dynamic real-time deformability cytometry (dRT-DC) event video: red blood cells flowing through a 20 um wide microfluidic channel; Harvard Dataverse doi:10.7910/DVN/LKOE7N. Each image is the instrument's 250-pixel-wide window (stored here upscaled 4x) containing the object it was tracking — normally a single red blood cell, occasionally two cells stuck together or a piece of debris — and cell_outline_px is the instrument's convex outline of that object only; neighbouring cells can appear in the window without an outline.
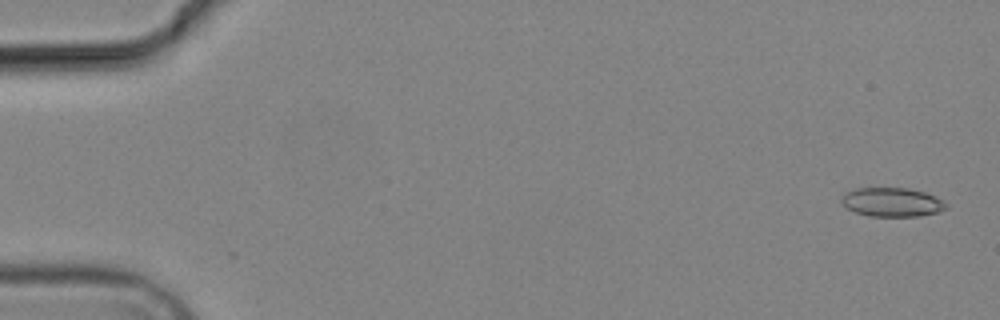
{"species": "common noctule bat (a hibernating species)", "species_latin": "Nyctalus noctula", "temperature_condition": "cold", "stored_images_in_passage": 6, "camera_frame_rate_fps": 3000, "um_per_image_px": 0.085, "animal": {"sex": "male", "body_mass_g": 19.2, "forearm_length_mm": 51.8}, "frame": {"image": 1, "passage_image": 1, "time_ms": 0.0, "image_size_px": [1000, 320], "cell_outline_px": [[948, 208], [940, 212], [920, 216], [868, 216], [856, 212], [848, 208], [840, 200], [844, 192], [856, 188], [908, 188], [924, 192], [936, 196], [948, 204]], "centroid_in_image_um": [75.85, 17.18], "position_along_channel_um": 9.1, "area_um2": 17.8}}
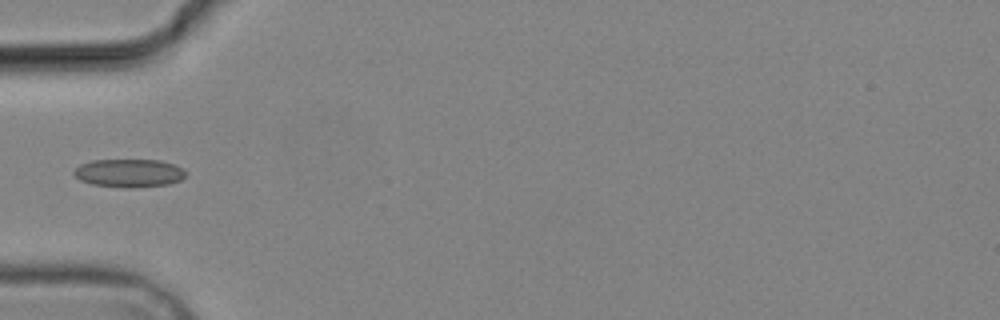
{"frame": {"image": 2, "passage_image": 5, "time_ms": 5.667, "image_size_px": [1000, 320], "cell_outline_px": [[188, 172], [180, 180], [168, 184], [136, 188], [124, 188], [92, 184], [80, 180], [72, 172], [80, 164], [92, 160], [160, 160], [184, 168]], "centroid_in_image_um": [10.98, 14.71], "position_along_channel_um": 74.0, "area_um2": 18.5}}
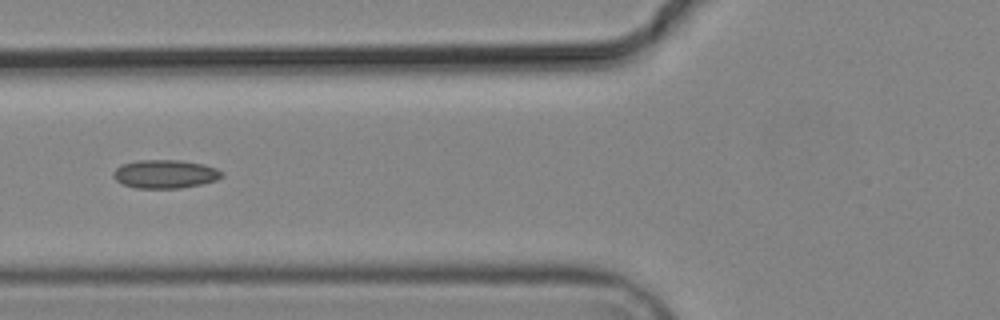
{"frame": {"image": 3, "passage_image": 6, "time_ms": 6.667, "image_size_px": [1000, 320], "cell_outline_px": [[224, 176], [216, 180], [200, 184], [180, 188], [136, 188], [124, 184], [116, 180], [112, 176], [112, 172], [120, 164], [136, 160], [180, 160], [204, 164], [216, 168], [224, 172]], "centroid_in_image_um": [14.03, 14.78], "position_along_channel_um": 111.8, "area_um2": 18.15}}